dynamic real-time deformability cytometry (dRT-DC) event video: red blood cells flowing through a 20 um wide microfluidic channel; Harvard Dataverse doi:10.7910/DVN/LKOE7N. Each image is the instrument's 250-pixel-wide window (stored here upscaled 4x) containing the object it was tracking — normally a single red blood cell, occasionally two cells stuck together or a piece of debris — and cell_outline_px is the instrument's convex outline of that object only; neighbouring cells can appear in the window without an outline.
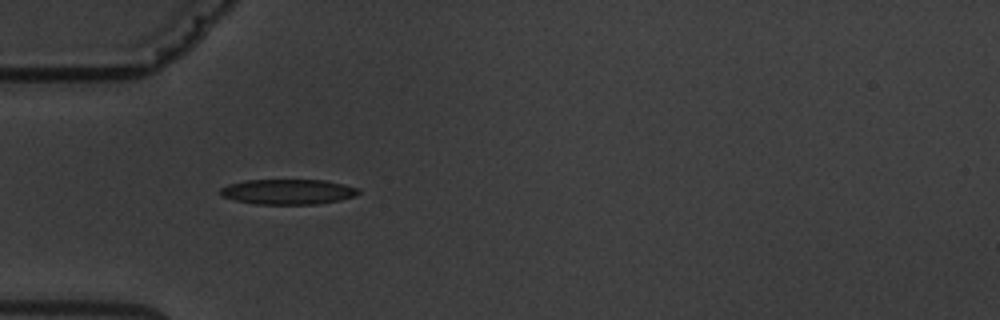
{"species": "common noctule bat (a hibernating species)", "species_latin": "Nyctalus noctula", "temperature_condition": "warm", "stored_images_in_passage": 2, "camera_frame_rate_fps": 3000, "um_per_image_px": 0.085, "animal": {"sex": "male", "body_mass_g": 19.5, "forearm_length_mm": 54.6}, "frame": {"image": 1, "passage_image": 1, "time_ms": 0.0, "image_size_px": [1000, 320], "cell_outline_px": [[360, 192], [356, 196], [340, 200], [316, 204], [256, 204], [236, 200], [220, 196], [220, 188], [228, 184], [244, 180], [324, 180], [344, 184], [360, 188]], "centroid_in_image_um": [24.49, 16.29], "position_along_channel_um": 60.5, "area_um2": 20.4}}